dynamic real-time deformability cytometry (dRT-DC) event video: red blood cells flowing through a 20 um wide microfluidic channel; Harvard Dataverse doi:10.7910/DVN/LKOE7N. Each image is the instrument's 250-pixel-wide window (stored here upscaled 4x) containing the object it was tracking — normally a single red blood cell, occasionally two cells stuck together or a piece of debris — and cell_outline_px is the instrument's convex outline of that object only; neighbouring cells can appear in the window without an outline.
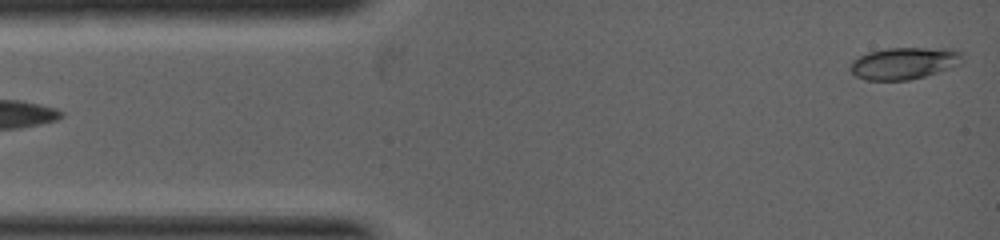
{"species": "common noctule bat (a hibernating species)", "species_latin": "Nyctalus noctula", "temperature_condition": "warm", "stored_images_in_passage": 6, "segment_of_instrument_passage": [2, 2], "camera_frame_rate_fps": 5000, "um_per_image_px": 0.085, "animal": {"sex": "female", "body_mass_g": 19.0, "forearm_length_mm": 53.3}, "frame": {"image": 1, "passage_image": 6, "time_ms": 1.8, "image_size_px": [1000, 240], "cell_outline_px": [[964, 52], [960, 64], [924, 76], [908, 80], [864, 80], [856, 76], [848, 68], [852, 60], [868, 52], [888, 48], [952, 48]], "centroid_in_image_um": [76.84, 5.36], "position_along_channel_um": 8.2, "area_um2": 20.92}}